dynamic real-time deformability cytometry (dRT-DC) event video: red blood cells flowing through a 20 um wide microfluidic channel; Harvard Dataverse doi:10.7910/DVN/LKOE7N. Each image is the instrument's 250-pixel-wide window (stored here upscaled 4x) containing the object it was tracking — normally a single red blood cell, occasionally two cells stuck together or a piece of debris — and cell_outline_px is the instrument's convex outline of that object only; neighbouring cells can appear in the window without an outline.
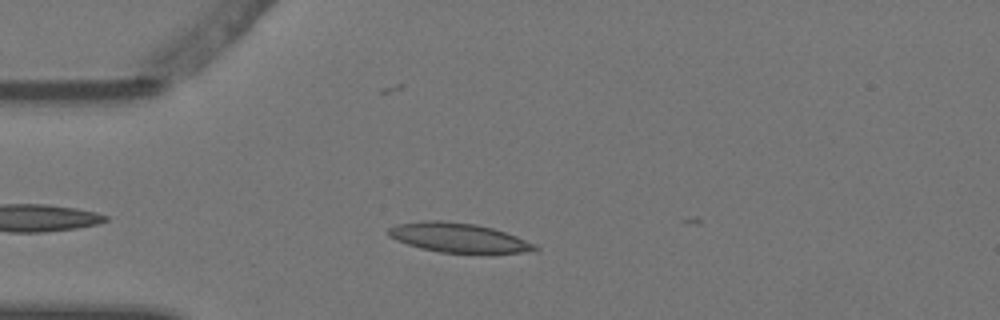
{"species": "Egyptian fruit bat (a non-hibernating species)", "species_latin": "Rousettus aegyptiacus", "temperature_condition": "warm", "stored_images_in_passage": 5, "camera_frame_rate_fps": 3000, "um_per_image_px": 0.085, "animal": {"sex": "female"}, "frame": {"image": 1, "passage_image": 4, "time_ms": 1.0, "image_size_px": [1000, 320], "cell_outline_px": [[540, 248], [536, 252], [492, 256], [488, 256], [440, 252], [420, 248], [396, 240], [388, 236], [388, 228], [396, 224], [420, 220], [444, 220], [476, 224], [492, 228], [516, 236], [536, 244]], "centroid_in_image_um": [39.08, 20.26], "position_along_channel_um": 45.9, "area_um2": 26.47}}